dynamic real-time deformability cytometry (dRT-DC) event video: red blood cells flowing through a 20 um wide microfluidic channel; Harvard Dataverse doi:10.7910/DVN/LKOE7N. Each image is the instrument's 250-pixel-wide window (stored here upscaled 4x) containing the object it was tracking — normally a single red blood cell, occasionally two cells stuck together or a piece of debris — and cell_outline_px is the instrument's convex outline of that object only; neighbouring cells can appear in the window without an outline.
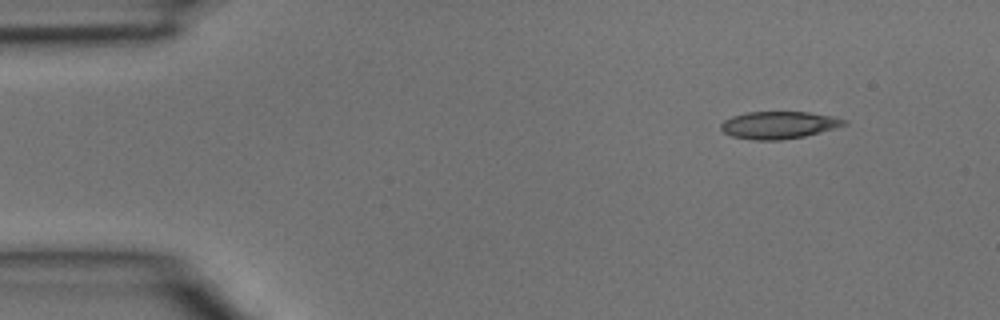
{"species": "common noctule bat (a hibernating species)", "species_latin": "Nyctalus noctula", "temperature_condition": "room temperature", "stored_images_in_passage": 3, "camera_frame_rate_fps": 3000, "um_per_image_px": 0.085, "animal": {"sex": "male", "body_mass_g": 15.6}, "frame": {"image": 1, "passage_image": 1, "time_ms": 0.0, "image_size_px": [1000, 320], "cell_outline_px": [[848, 124], [820, 132], [804, 136], [780, 140], [756, 140], [732, 136], [724, 132], [720, 128], [720, 124], [724, 120], [732, 116], [748, 112], [808, 112], [832, 116], [848, 120]], "centroid_in_image_um": [66.2, 10.62], "position_along_channel_um": 18.8, "area_um2": 19.54}}
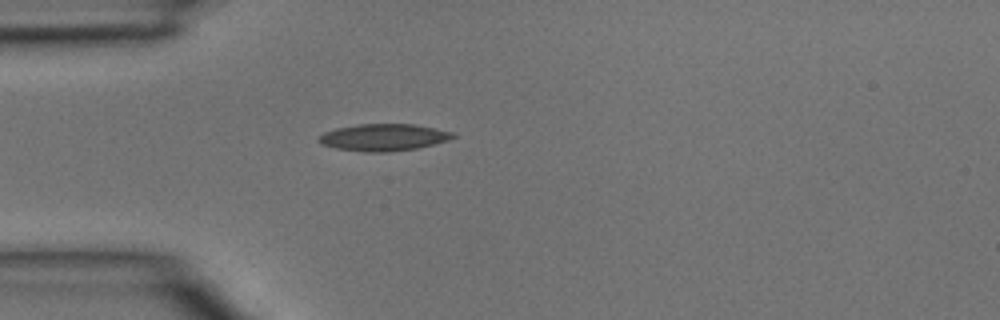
{"frame": {"image": 2, "passage_image": 3, "time_ms": 0.667, "image_size_px": [1000, 320], "cell_outline_px": [[456, 136], [448, 140], [416, 148], [388, 152], [364, 152], [336, 148], [320, 144], [316, 140], [324, 132], [336, 128], [360, 124], [412, 124], [452, 132]], "centroid_in_image_um": [32.54, 11.68], "position_along_channel_um": 52.5, "area_um2": 20.87}}